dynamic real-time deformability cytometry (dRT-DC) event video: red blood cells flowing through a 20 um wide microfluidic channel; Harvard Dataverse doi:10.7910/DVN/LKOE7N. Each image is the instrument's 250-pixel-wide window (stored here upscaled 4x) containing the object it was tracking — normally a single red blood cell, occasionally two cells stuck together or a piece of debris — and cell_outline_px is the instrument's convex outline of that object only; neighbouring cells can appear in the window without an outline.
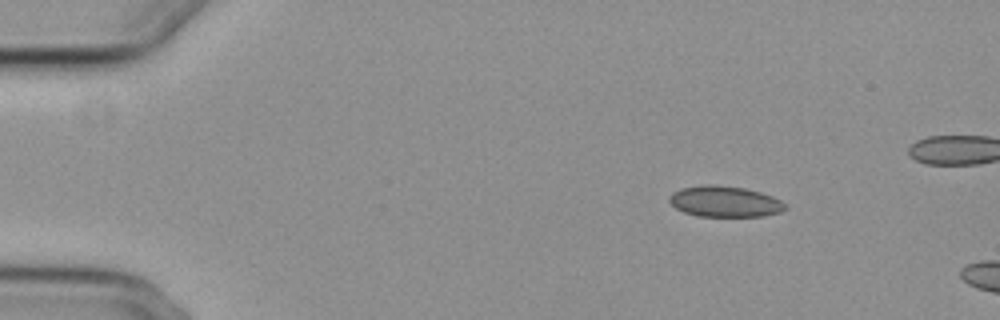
{"species": "common noctule bat (a hibernating species)", "species_latin": "Nyctalus noctula", "temperature_condition": "cold", "stored_images_in_passage": 3, "camera_frame_rate_fps": 3000, "um_per_image_px": 0.085, "animal": {"sex": "female", "body_mass_g": 29.2, "forearm_length_mm": 56.3}, "frame": {"image": 1, "passage_image": 1, "time_ms": 0.0, "image_size_px": [1000, 320], "cell_outline_px": [[788, 208], [780, 212], [764, 216], [696, 216], [684, 212], [676, 208], [668, 200], [668, 196], [672, 192], [680, 188], [704, 184], [716, 184], [744, 188], [760, 192], [772, 196], [780, 200]], "centroid_in_image_um": [61.57, 17.12], "position_along_channel_um": 23.4, "area_um2": 21.04}}